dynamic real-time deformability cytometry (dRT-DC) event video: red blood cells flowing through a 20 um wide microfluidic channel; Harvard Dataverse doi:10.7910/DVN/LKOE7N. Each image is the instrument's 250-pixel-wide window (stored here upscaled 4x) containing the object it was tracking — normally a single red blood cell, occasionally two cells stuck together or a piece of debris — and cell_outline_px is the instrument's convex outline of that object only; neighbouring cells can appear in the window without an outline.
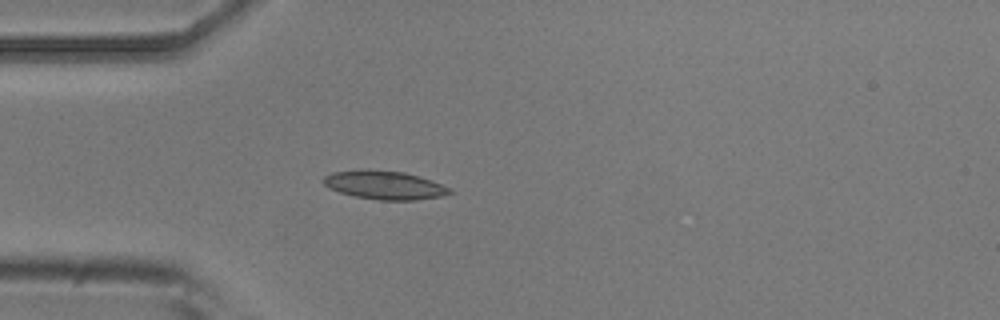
{"species": "common noctule bat (a hibernating species)", "species_latin": "Nyctalus noctula", "temperature_condition": "room temperature", "stored_images_in_passage": 1, "camera_frame_rate_fps": 3000, "um_per_image_px": 0.085, "animal": {"sex": "male", "body_mass_g": 20.5, "forearm_length_mm": 52.5}, "frame": {"image": 1, "passage_image": 1, "time_ms": 0.0, "image_size_px": [1000, 320], "cell_outline_px": [[452, 192], [440, 196], [416, 200], [380, 200], [356, 196], [340, 192], [328, 188], [324, 184], [324, 176], [332, 172], [364, 168], [368, 168], [404, 172], [452, 188]], "centroid_in_image_um": [32.63, 15.71], "position_along_channel_um": 52.4, "area_um2": 20.92}}